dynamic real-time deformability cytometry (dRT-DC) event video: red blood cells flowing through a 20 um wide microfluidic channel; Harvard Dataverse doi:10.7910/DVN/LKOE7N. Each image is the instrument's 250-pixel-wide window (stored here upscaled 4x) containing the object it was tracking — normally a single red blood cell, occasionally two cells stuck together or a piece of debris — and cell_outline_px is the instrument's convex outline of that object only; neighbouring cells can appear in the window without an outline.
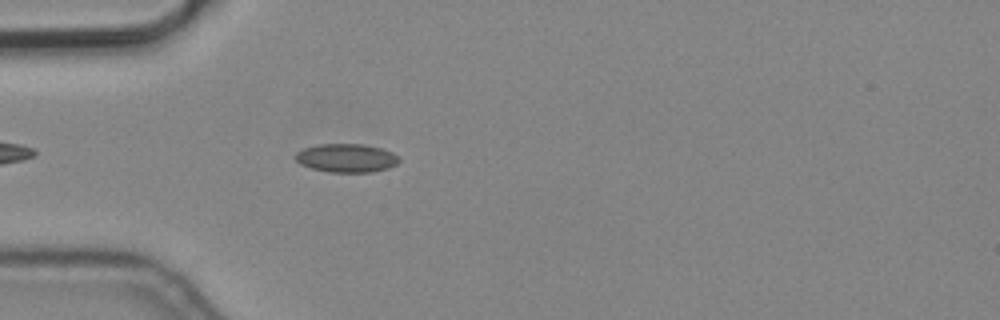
{"species": "common noctule bat (a hibernating species)", "species_latin": "Nyctalus noctula", "temperature_condition": "cold", "stored_images_in_passage": 4, "camera_frame_rate_fps": 3000, "um_per_image_px": 0.085, "animal": {"sex": "male", "body_mass_g": 19.2, "forearm_length_mm": 51.8}, "frame": {"image": 1, "passage_image": 4, "time_ms": 1.0, "image_size_px": [1000, 320], "cell_outline_px": [[400, 160], [396, 164], [388, 168], [372, 172], [328, 172], [312, 168], [300, 164], [296, 160], [296, 152], [304, 148], [320, 144], [364, 144], [380, 148], [392, 152]], "centroid_in_image_um": [29.44, 13.43], "position_along_channel_um": 55.6, "area_um2": 17.11}}